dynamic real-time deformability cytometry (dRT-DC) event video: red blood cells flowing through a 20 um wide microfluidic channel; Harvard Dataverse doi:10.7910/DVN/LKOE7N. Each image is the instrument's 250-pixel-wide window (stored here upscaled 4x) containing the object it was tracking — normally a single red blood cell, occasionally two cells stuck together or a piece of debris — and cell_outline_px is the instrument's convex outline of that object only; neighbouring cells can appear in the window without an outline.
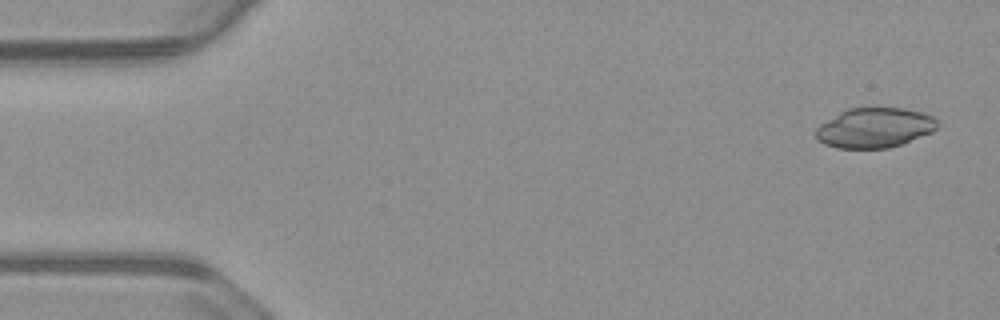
{"species": "common noctule bat (a hibernating species)", "species_latin": "Nyctalus noctula", "temperature_condition": "warm", "stored_images_in_passage": 54, "camera_frame_rate_fps": 3000, "um_per_image_px": 0.085, "animal": {"sex": "male", "body_mass_g": 23.1, "forearm_length_mm": 52.7}, "frame": {"image": 1, "passage_image": 2, "time_ms": 0.333, "image_size_px": [1000, 320], "cell_outline_px": [[940, 124], [932, 132], [900, 144], [888, 148], [836, 148], [824, 144], [816, 136], [816, 128], [820, 124], [840, 112], [848, 108], [904, 108], [924, 112], [932, 116]], "centroid_in_image_um": [74.35, 10.85], "position_along_channel_um": 10.6, "area_um2": 28.15}}